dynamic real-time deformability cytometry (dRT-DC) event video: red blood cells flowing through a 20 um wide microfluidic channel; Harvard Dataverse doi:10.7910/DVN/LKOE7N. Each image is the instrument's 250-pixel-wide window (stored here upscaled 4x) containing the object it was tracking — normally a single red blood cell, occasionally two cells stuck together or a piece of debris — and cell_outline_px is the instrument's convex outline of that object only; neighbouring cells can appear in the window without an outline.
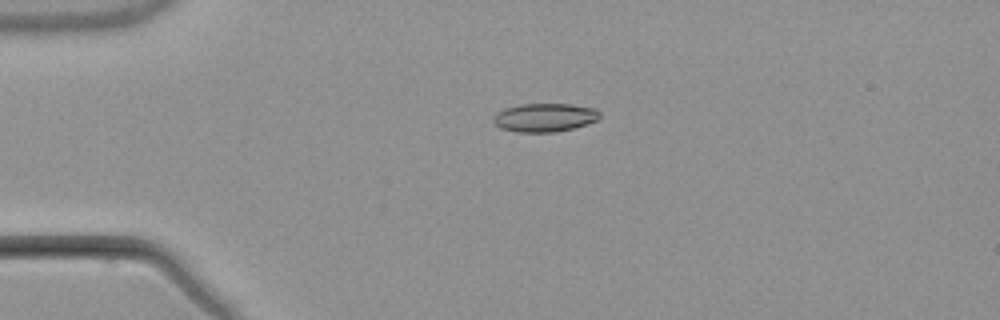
{"species": "common noctule bat (a hibernating species)", "species_latin": "Nyctalus noctula", "temperature_condition": "warm", "stored_images_in_passage": 2, "camera_frame_rate_fps": 3000, "um_per_image_px": 0.085, "animal": {"sex": "male", "body_mass_g": 21.5, "forearm_length_mm": 52.0}, "frame": {"image": 1, "passage_image": 1, "time_ms": 0.0, "image_size_px": [1000, 320], "cell_outline_px": [[600, 116], [596, 120], [572, 128], [556, 132], [516, 132], [500, 128], [492, 120], [496, 112], [504, 108], [520, 104], [572, 104], [596, 108], [600, 112]], "centroid_in_image_um": [46.27, 9.98], "position_along_channel_um": 38.7, "area_um2": 17.69}}